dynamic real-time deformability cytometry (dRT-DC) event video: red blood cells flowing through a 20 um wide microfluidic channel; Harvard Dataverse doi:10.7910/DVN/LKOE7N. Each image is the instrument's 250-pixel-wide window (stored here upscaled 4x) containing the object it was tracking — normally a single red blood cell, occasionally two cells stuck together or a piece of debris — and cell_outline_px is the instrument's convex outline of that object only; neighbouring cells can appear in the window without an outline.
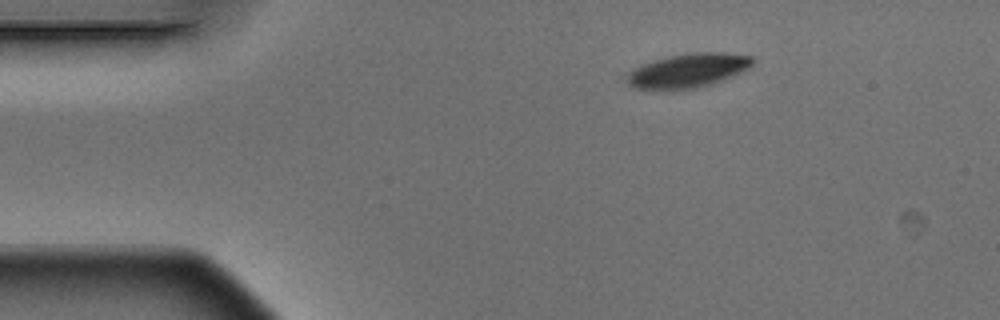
{"species": "Egyptian fruit bat (a non-hibernating species)", "species_latin": "Rousettus aegyptiacus", "temperature_condition": "warm", "stored_images_in_passage": 3, "camera_frame_rate_fps": 3000, "um_per_image_px": 0.085, "animal": {"sex": "male"}, "frame": {"image": 1, "passage_image": 1, "time_ms": 0.0, "image_size_px": [1000, 320], "cell_outline_px": [[756, 60], [748, 68], [740, 72], [720, 80], [696, 88], [636, 88], [628, 84], [628, 72], [632, 68], [652, 60], [668, 56], [692, 52], [724, 52], [752, 56]], "centroid_in_image_um": [58.49, 5.95], "position_along_channel_um": 26.5, "area_um2": 24.45}}